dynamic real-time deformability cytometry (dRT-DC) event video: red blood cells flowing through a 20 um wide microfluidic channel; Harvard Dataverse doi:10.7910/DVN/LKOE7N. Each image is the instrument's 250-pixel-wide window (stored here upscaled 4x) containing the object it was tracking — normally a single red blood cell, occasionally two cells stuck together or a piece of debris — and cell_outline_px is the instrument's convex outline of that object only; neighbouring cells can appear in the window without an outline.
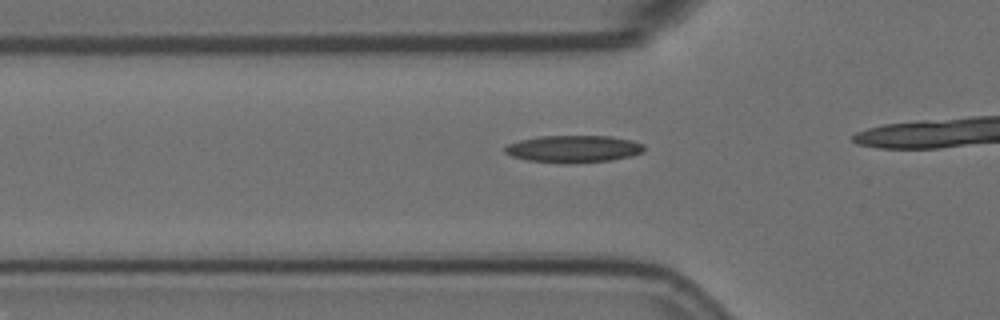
{"species": "Egyptian fruit bat (a non-hibernating species)", "species_latin": "Rousettus aegyptiacus", "temperature_condition": "room temperature", "stored_images_in_passage": 18, "camera_frame_rate_fps": 3000, "um_per_image_px": 0.085, "animal": {"sex": "female"}, "frame": {"image": 1, "passage_image": 13, "time_ms": 4.0, "image_size_px": [1000, 320], "cell_outline_px": [[644, 152], [632, 156], [612, 160], [572, 164], [560, 164], [528, 160], [512, 156], [504, 152], [504, 148], [508, 144], [520, 140], [540, 136], [612, 136], [632, 140], [644, 144]], "centroid_in_image_um": [48.78, 12.67], "position_along_channel_um": 77.0, "area_um2": 22.37}}
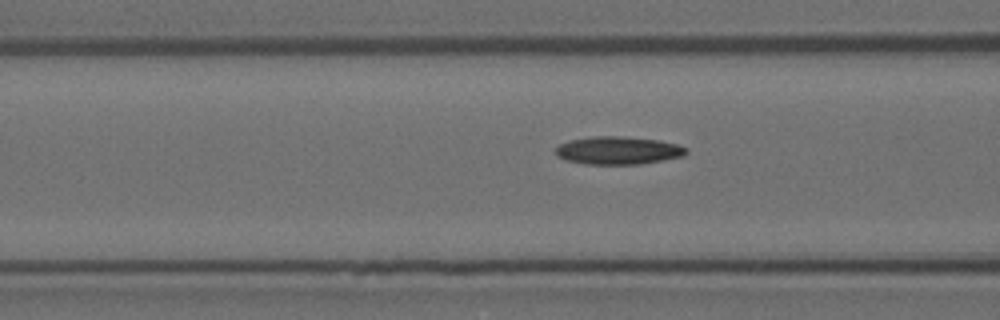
{"frame": {"image": 2, "passage_image": 16, "time_ms": 5.0, "image_size_px": [1000, 320], "cell_outline_px": [[688, 152], [684, 156], [664, 160], [640, 164], [588, 164], [564, 160], [556, 156], [556, 148], [560, 144], [572, 140], [596, 136], [620, 136], [656, 140], [676, 144], [688, 148]], "centroid_in_image_um": [52.56, 12.8], "position_along_channel_um": 114.0, "area_um2": 21.1}}